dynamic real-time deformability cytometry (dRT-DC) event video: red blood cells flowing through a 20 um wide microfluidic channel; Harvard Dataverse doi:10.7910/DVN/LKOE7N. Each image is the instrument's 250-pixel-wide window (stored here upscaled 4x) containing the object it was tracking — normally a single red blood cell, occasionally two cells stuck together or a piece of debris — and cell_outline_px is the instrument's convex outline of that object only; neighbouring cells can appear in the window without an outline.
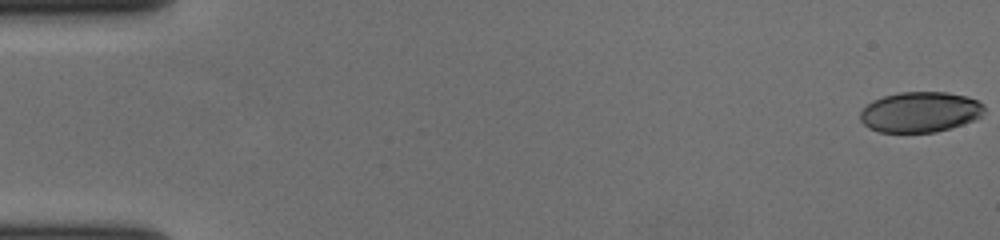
{"species": "human", "species_latin": "Homo sapiens", "temperature_condition": "cold", "stored_images_in_passage": 58, "camera_frame_rate_fps": 3000, "um_per_image_px": 0.085, "donor": {"sex": "female"}, "frame": {"image": 1, "passage_image": 1, "time_ms": 0.0, "image_size_px": [1000, 240], "cell_outline_px": [[984, 112], [976, 120], [952, 128], [936, 132], [880, 132], [868, 128], [860, 120], [860, 112], [872, 100], [884, 96], [900, 92], [948, 92], [968, 96], [984, 104]], "centroid_in_image_um": [78.23, 9.52], "position_along_channel_um": 6.8, "area_um2": 29.48}}
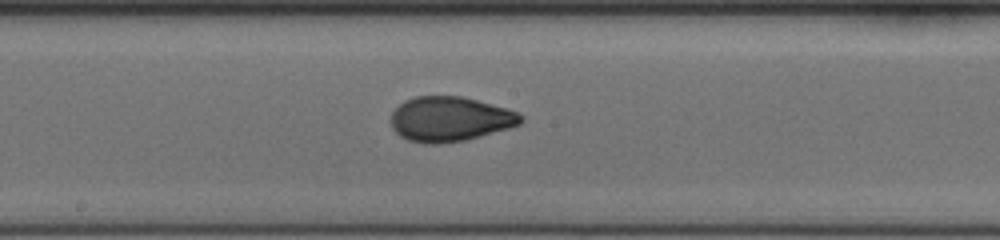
{"frame": {"image": 2, "passage_image": 32, "time_ms": 10.333, "image_size_px": [1000, 240], "cell_outline_px": [[524, 120], [520, 124], [508, 128], [464, 140], [436, 144], [424, 144], [408, 140], [400, 136], [392, 128], [392, 112], [404, 100], [416, 96], [460, 96], [508, 108], [520, 112], [524, 116]], "centroid_in_image_um": [38.26, 10.11], "position_along_channel_um": 209.9, "area_um2": 33.87}}
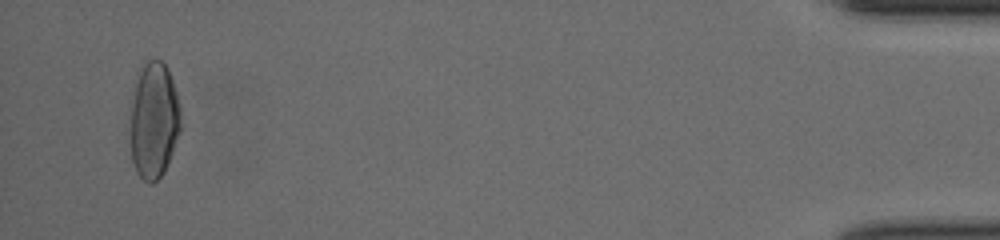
{"frame": {"image": 3, "passage_image": 56, "time_ms": 18.333, "image_size_px": [1000, 240], "cell_outline_px": [[180, 132], [164, 172], [152, 184], [148, 184], [136, 172], [132, 160], [132, 104], [136, 84], [140, 68], [144, 60], [160, 60], [168, 68], [172, 80], [180, 108]], "centroid_in_image_um": [13.1, 10.24], "position_along_channel_um": 422.1, "area_um2": 33.58}, "authors_computed_cell_mechanics": {"area_um2": 32.6859, "velocity_mm_per_s": 3.6845, "shape_relaxation_time_tau1_ms": 5.2341, "shape_relaxation_time_tau2_ms": 1.0694, "deformation_change_tau1": 0.1893, "deformation_change_tau2": 0.0595}}